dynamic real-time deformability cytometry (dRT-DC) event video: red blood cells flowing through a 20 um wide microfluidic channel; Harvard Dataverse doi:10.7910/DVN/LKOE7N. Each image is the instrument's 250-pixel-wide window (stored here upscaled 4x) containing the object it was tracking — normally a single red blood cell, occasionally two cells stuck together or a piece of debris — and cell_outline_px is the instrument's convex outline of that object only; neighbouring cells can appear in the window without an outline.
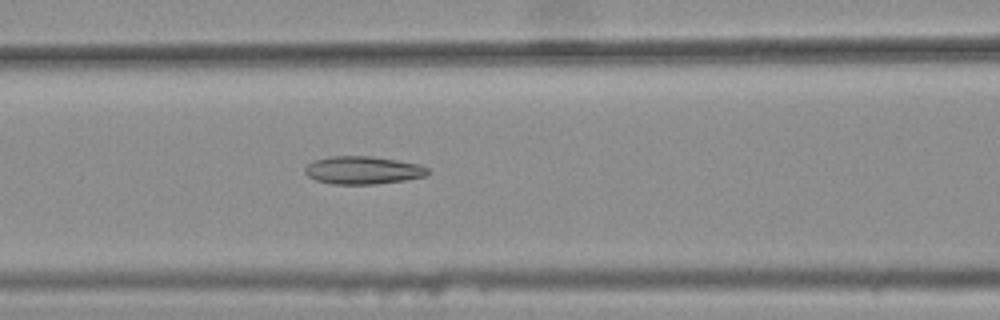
{"species": "common noctule bat (a hibernating species)", "species_latin": "Nyctalus noctula", "temperature_condition": "warm", "stored_images_in_passage": 30, "camera_frame_rate_fps": 3000, "um_per_image_px": 0.085, "animal": {"sex": "female", "body_mass_g": 25.1}, "frame": {"image": 1, "passage_image": 22, "time_ms": 7.0, "image_size_px": [1000, 320], "cell_outline_px": [[428, 172], [424, 176], [404, 180], [376, 184], [332, 184], [316, 180], [308, 176], [304, 172], [304, 168], [312, 160], [332, 156], [372, 156], [420, 164], [428, 168]], "centroid_in_image_um": [30.81, 14.46], "position_along_channel_um": 135.8, "area_um2": 19.94}}
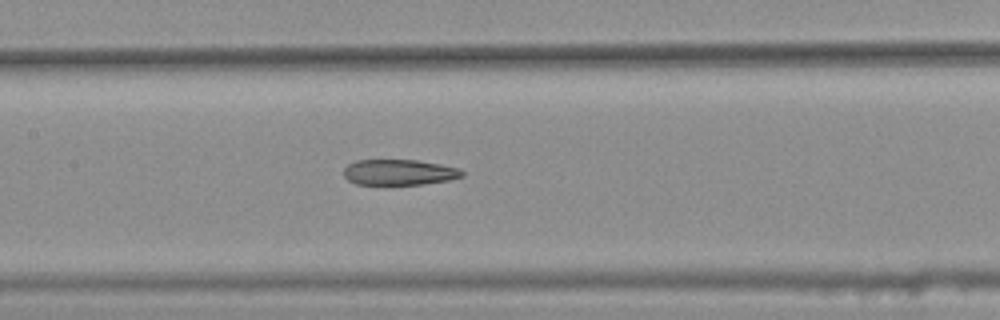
{"frame": {"image": 2, "passage_image": 25, "time_ms": 8.0, "image_size_px": [1000, 320], "cell_outline_px": [[464, 176], [448, 180], [420, 184], [356, 184], [348, 180], [344, 176], [344, 168], [348, 164], [356, 160], [416, 160], [440, 164], [460, 168], [464, 172]], "centroid_in_image_um": [33.93, 14.63], "position_along_channel_um": 173.5, "area_um2": 17.63}}
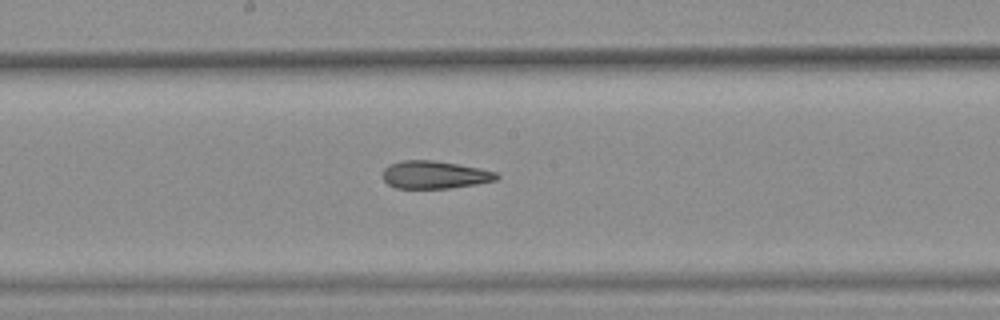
{"frame": {"image": 3, "passage_image": 28, "time_ms": 9.0, "image_size_px": [1000, 320], "cell_outline_px": [[500, 176], [496, 180], [476, 184], [448, 188], [396, 188], [388, 184], [380, 176], [384, 168], [388, 164], [404, 160], [432, 160], [480, 168], [496, 172]], "centroid_in_image_um": [36.9, 14.85], "position_along_channel_um": 211.3, "area_um2": 18.44}}